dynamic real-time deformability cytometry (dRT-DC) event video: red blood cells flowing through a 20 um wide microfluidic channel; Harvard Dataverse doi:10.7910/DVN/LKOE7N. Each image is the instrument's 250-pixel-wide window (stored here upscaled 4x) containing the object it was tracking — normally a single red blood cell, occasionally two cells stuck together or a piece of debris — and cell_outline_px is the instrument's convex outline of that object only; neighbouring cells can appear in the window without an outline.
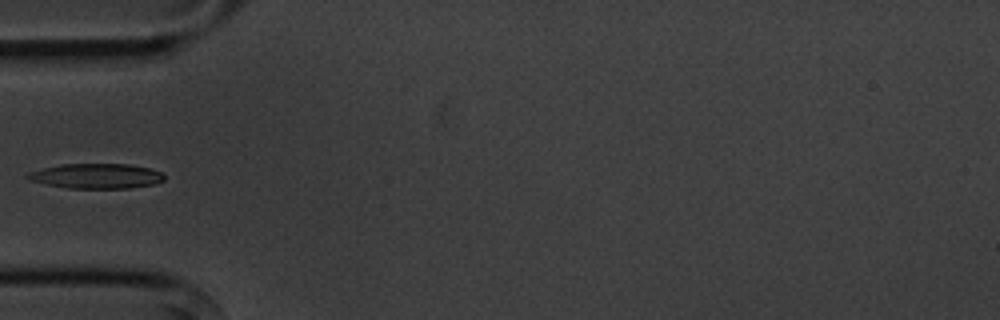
{"species": "common noctule bat (a hibernating species)", "species_latin": "Nyctalus noctula", "temperature_condition": "cold", "stored_images_in_passage": 1, "camera_frame_rate_fps": 3000, "um_per_image_px": 0.085, "animal": {"sex": "male", "body_mass_g": 20.1, "forearm_length_mm": 53.5}, "frame": {"image": 1, "passage_image": 1, "time_ms": 0.0, "image_size_px": [1000, 320], "cell_outline_px": [[164, 180], [152, 184], [128, 188], [68, 188], [48, 184], [32, 180], [24, 176], [28, 172], [60, 164], [128, 164], [152, 168], [160, 172], [164, 176]], "centroid_in_image_um": [8.2, 14.95], "position_along_channel_um": 76.8, "area_um2": 19.65}}